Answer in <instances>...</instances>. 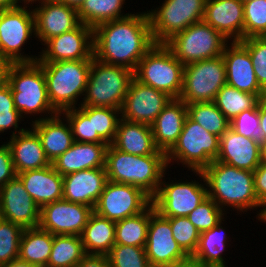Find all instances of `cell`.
<instances>
[{"instance_id":"cell-1","label":"cell","mask_w":266,"mask_h":267,"mask_svg":"<svg viewBox=\"0 0 266 267\" xmlns=\"http://www.w3.org/2000/svg\"><path fill=\"white\" fill-rule=\"evenodd\" d=\"M93 43L95 59L135 71L139 61L155 45L148 13H134L96 26Z\"/></svg>"},{"instance_id":"cell-2","label":"cell","mask_w":266,"mask_h":267,"mask_svg":"<svg viewBox=\"0 0 266 267\" xmlns=\"http://www.w3.org/2000/svg\"><path fill=\"white\" fill-rule=\"evenodd\" d=\"M167 166L166 155H132L116 149L112 144L106 151L108 180L136 186L151 198L157 194Z\"/></svg>"},{"instance_id":"cell-3","label":"cell","mask_w":266,"mask_h":267,"mask_svg":"<svg viewBox=\"0 0 266 267\" xmlns=\"http://www.w3.org/2000/svg\"><path fill=\"white\" fill-rule=\"evenodd\" d=\"M207 183L208 197L225 211L224 206L238 211L264 207L254 191V175L248 170L238 169L214 160L203 171Z\"/></svg>"},{"instance_id":"cell-4","label":"cell","mask_w":266,"mask_h":267,"mask_svg":"<svg viewBox=\"0 0 266 267\" xmlns=\"http://www.w3.org/2000/svg\"><path fill=\"white\" fill-rule=\"evenodd\" d=\"M91 63L92 60L38 63L46 78L50 104L58 113L75 108L78 99L84 96Z\"/></svg>"},{"instance_id":"cell-5","label":"cell","mask_w":266,"mask_h":267,"mask_svg":"<svg viewBox=\"0 0 266 267\" xmlns=\"http://www.w3.org/2000/svg\"><path fill=\"white\" fill-rule=\"evenodd\" d=\"M134 71L103 63L93 57L84 98L80 106L122 109Z\"/></svg>"},{"instance_id":"cell-6","label":"cell","mask_w":266,"mask_h":267,"mask_svg":"<svg viewBox=\"0 0 266 267\" xmlns=\"http://www.w3.org/2000/svg\"><path fill=\"white\" fill-rule=\"evenodd\" d=\"M8 85L14 106L22 117L25 114L37 113H47L51 116L58 114L50 104L46 78L37 62L13 64L8 74Z\"/></svg>"},{"instance_id":"cell-7","label":"cell","mask_w":266,"mask_h":267,"mask_svg":"<svg viewBox=\"0 0 266 267\" xmlns=\"http://www.w3.org/2000/svg\"><path fill=\"white\" fill-rule=\"evenodd\" d=\"M184 65L165 44H155L139 61L134 78L140 83L179 98Z\"/></svg>"},{"instance_id":"cell-8","label":"cell","mask_w":266,"mask_h":267,"mask_svg":"<svg viewBox=\"0 0 266 267\" xmlns=\"http://www.w3.org/2000/svg\"><path fill=\"white\" fill-rule=\"evenodd\" d=\"M219 142L218 136L209 133L187 116L177 143L166 154L167 165L175 160L193 172L203 171L217 159Z\"/></svg>"},{"instance_id":"cell-9","label":"cell","mask_w":266,"mask_h":267,"mask_svg":"<svg viewBox=\"0 0 266 267\" xmlns=\"http://www.w3.org/2000/svg\"><path fill=\"white\" fill-rule=\"evenodd\" d=\"M228 40L203 20L174 35L165 45L184 65L222 56Z\"/></svg>"},{"instance_id":"cell-10","label":"cell","mask_w":266,"mask_h":267,"mask_svg":"<svg viewBox=\"0 0 266 267\" xmlns=\"http://www.w3.org/2000/svg\"><path fill=\"white\" fill-rule=\"evenodd\" d=\"M206 0H164L155 10L147 11L155 44H165L174 35L204 17Z\"/></svg>"},{"instance_id":"cell-11","label":"cell","mask_w":266,"mask_h":267,"mask_svg":"<svg viewBox=\"0 0 266 267\" xmlns=\"http://www.w3.org/2000/svg\"><path fill=\"white\" fill-rule=\"evenodd\" d=\"M226 85V66L222 56L184 66L183 88L179 99L186 104L214 102L217 92Z\"/></svg>"},{"instance_id":"cell-12","label":"cell","mask_w":266,"mask_h":267,"mask_svg":"<svg viewBox=\"0 0 266 267\" xmlns=\"http://www.w3.org/2000/svg\"><path fill=\"white\" fill-rule=\"evenodd\" d=\"M24 5L14 9L0 11V49L2 57L13 64L34 63L39 57L21 53L23 45L35 35V18L33 10Z\"/></svg>"},{"instance_id":"cell-13","label":"cell","mask_w":266,"mask_h":267,"mask_svg":"<svg viewBox=\"0 0 266 267\" xmlns=\"http://www.w3.org/2000/svg\"><path fill=\"white\" fill-rule=\"evenodd\" d=\"M205 182L192 180L165 182L161 180L157 194L152 198L155 210L163 217H187L199 204L208 198V189L202 171H194ZM206 186V187H205Z\"/></svg>"},{"instance_id":"cell-14","label":"cell","mask_w":266,"mask_h":267,"mask_svg":"<svg viewBox=\"0 0 266 267\" xmlns=\"http://www.w3.org/2000/svg\"><path fill=\"white\" fill-rule=\"evenodd\" d=\"M151 204L152 198L142 189L108 180L93 211L117 222L142 213Z\"/></svg>"},{"instance_id":"cell-15","label":"cell","mask_w":266,"mask_h":267,"mask_svg":"<svg viewBox=\"0 0 266 267\" xmlns=\"http://www.w3.org/2000/svg\"><path fill=\"white\" fill-rule=\"evenodd\" d=\"M37 63L93 59V28L80 23L76 28L47 40Z\"/></svg>"},{"instance_id":"cell-16","label":"cell","mask_w":266,"mask_h":267,"mask_svg":"<svg viewBox=\"0 0 266 267\" xmlns=\"http://www.w3.org/2000/svg\"><path fill=\"white\" fill-rule=\"evenodd\" d=\"M146 255L151 267H165L180 262L189 256L181 249L172 235L170 221L150 205Z\"/></svg>"},{"instance_id":"cell-17","label":"cell","mask_w":266,"mask_h":267,"mask_svg":"<svg viewBox=\"0 0 266 267\" xmlns=\"http://www.w3.org/2000/svg\"><path fill=\"white\" fill-rule=\"evenodd\" d=\"M92 212L87 205L60 199L40 208L39 227L53 235L81 236Z\"/></svg>"},{"instance_id":"cell-18","label":"cell","mask_w":266,"mask_h":267,"mask_svg":"<svg viewBox=\"0 0 266 267\" xmlns=\"http://www.w3.org/2000/svg\"><path fill=\"white\" fill-rule=\"evenodd\" d=\"M171 99L166 93L133 78L121 109V118L151 126Z\"/></svg>"},{"instance_id":"cell-19","label":"cell","mask_w":266,"mask_h":267,"mask_svg":"<svg viewBox=\"0 0 266 267\" xmlns=\"http://www.w3.org/2000/svg\"><path fill=\"white\" fill-rule=\"evenodd\" d=\"M0 218L24 229L39 226L40 207L17 175L0 188Z\"/></svg>"},{"instance_id":"cell-20","label":"cell","mask_w":266,"mask_h":267,"mask_svg":"<svg viewBox=\"0 0 266 267\" xmlns=\"http://www.w3.org/2000/svg\"><path fill=\"white\" fill-rule=\"evenodd\" d=\"M37 6L33 9L35 36L43 43L81 23L77 9L67 4L52 0L39 2Z\"/></svg>"},{"instance_id":"cell-21","label":"cell","mask_w":266,"mask_h":267,"mask_svg":"<svg viewBox=\"0 0 266 267\" xmlns=\"http://www.w3.org/2000/svg\"><path fill=\"white\" fill-rule=\"evenodd\" d=\"M229 45L225 46L222 54L226 84L249 94L266 95L257 81L248 49L240 41H232Z\"/></svg>"},{"instance_id":"cell-22","label":"cell","mask_w":266,"mask_h":267,"mask_svg":"<svg viewBox=\"0 0 266 267\" xmlns=\"http://www.w3.org/2000/svg\"><path fill=\"white\" fill-rule=\"evenodd\" d=\"M203 21L227 40L244 39V5L242 0H206Z\"/></svg>"},{"instance_id":"cell-23","label":"cell","mask_w":266,"mask_h":267,"mask_svg":"<svg viewBox=\"0 0 266 267\" xmlns=\"http://www.w3.org/2000/svg\"><path fill=\"white\" fill-rule=\"evenodd\" d=\"M108 181L105 168L77 171L63 176V199L93 210Z\"/></svg>"},{"instance_id":"cell-24","label":"cell","mask_w":266,"mask_h":267,"mask_svg":"<svg viewBox=\"0 0 266 267\" xmlns=\"http://www.w3.org/2000/svg\"><path fill=\"white\" fill-rule=\"evenodd\" d=\"M260 142L236 133L230 127L220 137L216 161L253 172L261 163Z\"/></svg>"},{"instance_id":"cell-25","label":"cell","mask_w":266,"mask_h":267,"mask_svg":"<svg viewBox=\"0 0 266 267\" xmlns=\"http://www.w3.org/2000/svg\"><path fill=\"white\" fill-rule=\"evenodd\" d=\"M107 143L74 141L72 146L51 164L62 176L77 171L105 168Z\"/></svg>"},{"instance_id":"cell-26","label":"cell","mask_w":266,"mask_h":267,"mask_svg":"<svg viewBox=\"0 0 266 267\" xmlns=\"http://www.w3.org/2000/svg\"><path fill=\"white\" fill-rule=\"evenodd\" d=\"M187 117V104L171 99L151 125L155 146L167 154L177 143Z\"/></svg>"},{"instance_id":"cell-27","label":"cell","mask_w":266,"mask_h":267,"mask_svg":"<svg viewBox=\"0 0 266 267\" xmlns=\"http://www.w3.org/2000/svg\"><path fill=\"white\" fill-rule=\"evenodd\" d=\"M41 117L32 121L31 128L38 134L47 159L52 163L68 150L73 142L72 130L67 119L61 118V113L55 116Z\"/></svg>"},{"instance_id":"cell-28","label":"cell","mask_w":266,"mask_h":267,"mask_svg":"<svg viewBox=\"0 0 266 267\" xmlns=\"http://www.w3.org/2000/svg\"><path fill=\"white\" fill-rule=\"evenodd\" d=\"M31 129V130H30ZM11 150L16 174L37 170L51 165L47 159L38 134L29 128L6 142Z\"/></svg>"},{"instance_id":"cell-29","label":"cell","mask_w":266,"mask_h":267,"mask_svg":"<svg viewBox=\"0 0 266 267\" xmlns=\"http://www.w3.org/2000/svg\"><path fill=\"white\" fill-rule=\"evenodd\" d=\"M17 176L40 208L63 199V176L52 164L42 169L24 171Z\"/></svg>"},{"instance_id":"cell-30","label":"cell","mask_w":266,"mask_h":267,"mask_svg":"<svg viewBox=\"0 0 266 267\" xmlns=\"http://www.w3.org/2000/svg\"><path fill=\"white\" fill-rule=\"evenodd\" d=\"M112 145L132 155H166L154 143L152 127L120 118Z\"/></svg>"},{"instance_id":"cell-31","label":"cell","mask_w":266,"mask_h":267,"mask_svg":"<svg viewBox=\"0 0 266 267\" xmlns=\"http://www.w3.org/2000/svg\"><path fill=\"white\" fill-rule=\"evenodd\" d=\"M81 239L86 254L107 255L115 244V222L93 211Z\"/></svg>"},{"instance_id":"cell-32","label":"cell","mask_w":266,"mask_h":267,"mask_svg":"<svg viewBox=\"0 0 266 267\" xmlns=\"http://www.w3.org/2000/svg\"><path fill=\"white\" fill-rule=\"evenodd\" d=\"M53 245V234L39 226L24 229L18 258L38 267H47Z\"/></svg>"},{"instance_id":"cell-33","label":"cell","mask_w":266,"mask_h":267,"mask_svg":"<svg viewBox=\"0 0 266 267\" xmlns=\"http://www.w3.org/2000/svg\"><path fill=\"white\" fill-rule=\"evenodd\" d=\"M222 223L220 221L215 227L200 233L199 244L192 257L204 267H227L221 256L228 242Z\"/></svg>"},{"instance_id":"cell-34","label":"cell","mask_w":266,"mask_h":267,"mask_svg":"<svg viewBox=\"0 0 266 267\" xmlns=\"http://www.w3.org/2000/svg\"><path fill=\"white\" fill-rule=\"evenodd\" d=\"M125 0H85L77 9L81 23L95 28L96 26L121 19L131 13L121 14Z\"/></svg>"},{"instance_id":"cell-35","label":"cell","mask_w":266,"mask_h":267,"mask_svg":"<svg viewBox=\"0 0 266 267\" xmlns=\"http://www.w3.org/2000/svg\"><path fill=\"white\" fill-rule=\"evenodd\" d=\"M85 255L81 236L53 235L47 267H76Z\"/></svg>"},{"instance_id":"cell-36","label":"cell","mask_w":266,"mask_h":267,"mask_svg":"<svg viewBox=\"0 0 266 267\" xmlns=\"http://www.w3.org/2000/svg\"><path fill=\"white\" fill-rule=\"evenodd\" d=\"M263 97L266 95L249 94L226 84L217 92L214 103L231 121L241 112L258 107V103Z\"/></svg>"},{"instance_id":"cell-37","label":"cell","mask_w":266,"mask_h":267,"mask_svg":"<svg viewBox=\"0 0 266 267\" xmlns=\"http://www.w3.org/2000/svg\"><path fill=\"white\" fill-rule=\"evenodd\" d=\"M150 221V206L142 213L115 222V244L145 247Z\"/></svg>"},{"instance_id":"cell-38","label":"cell","mask_w":266,"mask_h":267,"mask_svg":"<svg viewBox=\"0 0 266 267\" xmlns=\"http://www.w3.org/2000/svg\"><path fill=\"white\" fill-rule=\"evenodd\" d=\"M187 116L200 124L209 133L219 138L229 129L230 121L214 102H194L187 104Z\"/></svg>"},{"instance_id":"cell-39","label":"cell","mask_w":266,"mask_h":267,"mask_svg":"<svg viewBox=\"0 0 266 267\" xmlns=\"http://www.w3.org/2000/svg\"><path fill=\"white\" fill-rule=\"evenodd\" d=\"M70 124L76 142L106 143L99 135H93L92 106H79L61 112ZM66 117V118H65Z\"/></svg>"},{"instance_id":"cell-40","label":"cell","mask_w":266,"mask_h":267,"mask_svg":"<svg viewBox=\"0 0 266 267\" xmlns=\"http://www.w3.org/2000/svg\"><path fill=\"white\" fill-rule=\"evenodd\" d=\"M120 118L119 109L92 106L93 135H99L108 145L112 144Z\"/></svg>"},{"instance_id":"cell-41","label":"cell","mask_w":266,"mask_h":267,"mask_svg":"<svg viewBox=\"0 0 266 267\" xmlns=\"http://www.w3.org/2000/svg\"><path fill=\"white\" fill-rule=\"evenodd\" d=\"M24 228L0 218V265L18 258Z\"/></svg>"},{"instance_id":"cell-42","label":"cell","mask_w":266,"mask_h":267,"mask_svg":"<svg viewBox=\"0 0 266 267\" xmlns=\"http://www.w3.org/2000/svg\"><path fill=\"white\" fill-rule=\"evenodd\" d=\"M107 257L111 267H151L145 247L114 244Z\"/></svg>"},{"instance_id":"cell-43","label":"cell","mask_w":266,"mask_h":267,"mask_svg":"<svg viewBox=\"0 0 266 267\" xmlns=\"http://www.w3.org/2000/svg\"><path fill=\"white\" fill-rule=\"evenodd\" d=\"M244 5V39L266 34V0H249Z\"/></svg>"},{"instance_id":"cell-44","label":"cell","mask_w":266,"mask_h":267,"mask_svg":"<svg viewBox=\"0 0 266 267\" xmlns=\"http://www.w3.org/2000/svg\"><path fill=\"white\" fill-rule=\"evenodd\" d=\"M170 221L172 235L181 249L193 256L197 250L200 232L187 217H165Z\"/></svg>"},{"instance_id":"cell-45","label":"cell","mask_w":266,"mask_h":267,"mask_svg":"<svg viewBox=\"0 0 266 267\" xmlns=\"http://www.w3.org/2000/svg\"><path fill=\"white\" fill-rule=\"evenodd\" d=\"M222 210L211 198H206L191 213L187 215L190 222L202 233L215 227L220 221H224Z\"/></svg>"},{"instance_id":"cell-46","label":"cell","mask_w":266,"mask_h":267,"mask_svg":"<svg viewBox=\"0 0 266 267\" xmlns=\"http://www.w3.org/2000/svg\"><path fill=\"white\" fill-rule=\"evenodd\" d=\"M21 118L20 112L14 106L11 88L7 84L0 89V133H4L8 128L10 130L11 127L15 129L11 131L13 132L11 136L24 132L26 130L24 128L18 130Z\"/></svg>"},{"instance_id":"cell-47","label":"cell","mask_w":266,"mask_h":267,"mask_svg":"<svg viewBox=\"0 0 266 267\" xmlns=\"http://www.w3.org/2000/svg\"><path fill=\"white\" fill-rule=\"evenodd\" d=\"M240 42L248 49L259 86L266 92V39L251 37Z\"/></svg>"},{"instance_id":"cell-48","label":"cell","mask_w":266,"mask_h":267,"mask_svg":"<svg viewBox=\"0 0 266 267\" xmlns=\"http://www.w3.org/2000/svg\"><path fill=\"white\" fill-rule=\"evenodd\" d=\"M259 103L258 107L241 112L233 118L229 126L236 133L262 142V129L259 126Z\"/></svg>"},{"instance_id":"cell-49","label":"cell","mask_w":266,"mask_h":267,"mask_svg":"<svg viewBox=\"0 0 266 267\" xmlns=\"http://www.w3.org/2000/svg\"><path fill=\"white\" fill-rule=\"evenodd\" d=\"M11 150L5 142L0 145V188L16 176Z\"/></svg>"},{"instance_id":"cell-50","label":"cell","mask_w":266,"mask_h":267,"mask_svg":"<svg viewBox=\"0 0 266 267\" xmlns=\"http://www.w3.org/2000/svg\"><path fill=\"white\" fill-rule=\"evenodd\" d=\"M254 175V191L257 200L263 205H266V164L260 163L253 171Z\"/></svg>"},{"instance_id":"cell-51","label":"cell","mask_w":266,"mask_h":267,"mask_svg":"<svg viewBox=\"0 0 266 267\" xmlns=\"http://www.w3.org/2000/svg\"><path fill=\"white\" fill-rule=\"evenodd\" d=\"M76 267H111L107 255L86 254Z\"/></svg>"},{"instance_id":"cell-52","label":"cell","mask_w":266,"mask_h":267,"mask_svg":"<svg viewBox=\"0 0 266 267\" xmlns=\"http://www.w3.org/2000/svg\"><path fill=\"white\" fill-rule=\"evenodd\" d=\"M13 63L6 58H0V89L8 84V74Z\"/></svg>"},{"instance_id":"cell-53","label":"cell","mask_w":266,"mask_h":267,"mask_svg":"<svg viewBox=\"0 0 266 267\" xmlns=\"http://www.w3.org/2000/svg\"><path fill=\"white\" fill-rule=\"evenodd\" d=\"M259 126L262 129V141H266V97L259 101Z\"/></svg>"},{"instance_id":"cell-54","label":"cell","mask_w":266,"mask_h":267,"mask_svg":"<svg viewBox=\"0 0 266 267\" xmlns=\"http://www.w3.org/2000/svg\"><path fill=\"white\" fill-rule=\"evenodd\" d=\"M165 267H204L202 266L196 259H194L192 256H189L187 259L172 263L169 266Z\"/></svg>"},{"instance_id":"cell-55","label":"cell","mask_w":266,"mask_h":267,"mask_svg":"<svg viewBox=\"0 0 266 267\" xmlns=\"http://www.w3.org/2000/svg\"><path fill=\"white\" fill-rule=\"evenodd\" d=\"M0 267H38V266L17 258L11 262L1 264Z\"/></svg>"},{"instance_id":"cell-56","label":"cell","mask_w":266,"mask_h":267,"mask_svg":"<svg viewBox=\"0 0 266 267\" xmlns=\"http://www.w3.org/2000/svg\"><path fill=\"white\" fill-rule=\"evenodd\" d=\"M21 0H0V11L14 9Z\"/></svg>"},{"instance_id":"cell-57","label":"cell","mask_w":266,"mask_h":267,"mask_svg":"<svg viewBox=\"0 0 266 267\" xmlns=\"http://www.w3.org/2000/svg\"><path fill=\"white\" fill-rule=\"evenodd\" d=\"M78 9L85 0H56Z\"/></svg>"},{"instance_id":"cell-58","label":"cell","mask_w":266,"mask_h":267,"mask_svg":"<svg viewBox=\"0 0 266 267\" xmlns=\"http://www.w3.org/2000/svg\"><path fill=\"white\" fill-rule=\"evenodd\" d=\"M260 161L266 164V141L260 142Z\"/></svg>"},{"instance_id":"cell-59","label":"cell","mask_w":266,"mask_h":267,"mask_svg":"<svg viewBox=\"0 0 266 267\" xmlns=\"http://www.w3.org/2000/svg\"><path fill=\"white\" fill-rule=\"evenodd\" d=\"M260 213L257 214L256 217H258V220H261V222H265L266 223V205L259 210Z\"/></svg>"},{"instance_id":"cell-60","label":"cell","mask_w":266,"mask_h":267,"mask_svg":"<svg viewBox=\"0 0 266 267\" xmlns=\"http://www.w3.org/2000/svg\"><path fill=\"white\" fill-rule=\"evenodd\" d=\"M36 1L42 2V1H52V0H24L23 3L26 4V5L27 4L29 5L30 2H31L30 4H32V3L36 2Z\"/></svg>"},{"instance_id":"cell-61","label":"cell","mask_w":266,"mask_h":267,"mask_svg":"<svg viewBox=\"0 0 266 267\" xmlns=\"http://www.w3.org/2000/svg\"><path fill=\"white\" fill-rule=\"evenodd\" d=\"M0 58H3V57H2V52H1V49H0Z\"/></svg>"}]
</instances>
